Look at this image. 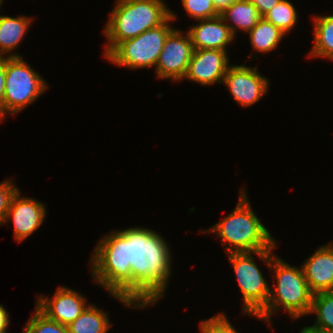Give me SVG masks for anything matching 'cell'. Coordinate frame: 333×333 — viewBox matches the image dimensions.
I'll use <instances>...</instances> for the list:
<instances>
[{"instance_id":"1","label":"cell","mask_w":333,"mask_h":333,"mask_svg":"<svg viewBox=\"0 0 333 333\" xmlns=\"http://www.w3.org/2000/svg\"><path fill=\"white\" fill-rule=\"evenodd\" d=\"M166 243L153 230L140 227L107 234L91 258L94 281L125 306L154 305L164 296L171 274Z\"/></svg>"},{"instance_id":"2","label":"cell","mask_w":333,"mask_h":333,"mask_svg":"<svg viewBox=\"0 0 333 333\" xmlns=\"http://www.w3.org/2000/svg\"><path fill=\"white\" fill-rule=\"evenodd\" d=\"M275 245L270 249L255 252L271 271L273 270L275 274L273 278L277 281L274 285L276 289L269 292L266 307L256 316L269 324H271V315L281 306L293 319L309 314L313 299V293L309 289L302 266L299 269L292 267L276 255H271Z\"/></svg>"},{"instance_id":"3","label":"cell","mask_w":333,"mask_h":333,"mask_svg":"<svg viewBox=\"0 0 333 333\" xmlns=\"http://www.w3.org/2000/svg\"><path fill=\"white\" fill-rule=\"evenodd\" d=\"M163 0H117L104 28L108 40L104 57L120 42L163 24L171 10Z\"/></svg>"},{"instance_id":"4","label":"cell","mask_w":333,"mask_h":333,"mask_svg":"<svg viewBox=\"0 0 333 333\" xmlns=\"http://www.w3.org/2000/svg\"><path fill=\"white\" fill-rule=\"evenodd\" d=\"M240 199L234 211L207 230L218 234L228 253L257 252L270 249L275 241L269 231L257 218L247 200L246 192H240Z\"/></svg>"},{"instance_id":"5","label":"cell","mask_w":333,"mask_h":333,"mask_svg":"<svg viewBox=\"0 0 333 333\" xmlns=\"http://www.w3.org/2000/svg\"><path fill=\"white\" fill-rule=\"evenodd\" d=\"M32 69L15 52L5 56L3 118L7 112L11 115L18 113L47 89L40 74Z\"/></svg>"},{"instance_id":"6","label":"cell","mask_w":333,"mask_h":333,"mask_svg":"<svg viewBox=\"0 0 333 333\" xmlns=\"http://www.w3.org/2000/svg\"><path fill=\"white\" fill-rule=\"evenodd\" d=\"M175 18L176 15L171 11V16L163 24L148 29L135 38L120 42L106 58L129 69L156 66L165 40L174 29L168 23Z\"/></svg>"},{"instance_id":"7","label":"cell","mask_w":333,"mask_h":333,"mask_svg":"<svg viewBox=\"0 0 333 333\" xmlns=\"http://www.w3.org/2000/svg\"><path fill=\"white\" fill-rule=\"evenodd\" d=\"M252 254L255 252L228 253V258L243 294V313L257 316L266 307L271 289Z\"/></svg>"},{"instance_id":"8","label":"cell","mask_w":333,"mask_h":333,"mask_svg":"<svg viewBox=\"0 0 333 333\" xmlns=\"http://www.w3.org/2000/svg\"><path fill=\"white\" fill-rule=\"evenodd\" d=\"M182 34L173 29L167 36L155 67L158 78H171L172 81L184 79L194 47L189 33L186 37Z\"/></svg>"},{"instance_id":"9","label":"cell","mask_w":333,"mask_h":333,"mask_svg":"<svg viewBox=\"0 0 333 333\" xmlns=\"http://www.w3.org/2000/svg\"><path fill=\"white\" fill-rule=\"evenodd\" d=\"M223 82L234 100L242 106H251L268 91V80L257 72V68L243 65L229 66Z\"/></svg>"},{"instance_id":"10","label":"cell","mask_w":333,"mask_h":333,"mask_svg":"<svg viewBox=\"0 0 333 333\" xmlns=\"http://www.w3.org/2000/svg\"><path fill=\"white\" fill-rule=\"evenodd\" d=\"M228 63L227 52L224 50L194 49L184 78L201 85L223 83Z\"/></svg>"},{"instance_id":"11","label":"cell","mask_w":333,"mask_h":333,"mask_svg":"<svg viewBox=\"0 0 333 333\" xmlns=\"http://www.w3.org/2000/svg\"><path fill=\"white\" fill-rule=\"evenodd\" d=\"M20 195L18 189L11 198L4 224L12 218L14 237L21 242L41 226L46 208L43 203L28 197L21 198Z\"/></svg>"},{"instance_id":"12","label":"cell","mask_w":333,"mask_h":333,"mask_svg":"<svg viewBox=\"0 0 333 333\" xmlns=\"http://www.w3.org/2000/svg\"><path fill=\"white\" fill-rule=\"evenodd\" d=\"M86 303L80 293L61 286L52 299L39 296L35 307L50 319L67 326L85 310Z\"/></svg>"},{"instance_id":"13","label":"cell","mask_w":333,"mask_h":333,"mask_svg":"<svg viewBox=\"0 0 333 333\" xmlns=\"http://www.w3.org/2000/svg\"><path fill=\"white\" fill-rule=\"evenodd\" d=\"M305 261L302 269L310 291H333V245L321 246Z\"/></svg>"},{"instance_id":"14","label":"cell","mask_w":333,"mask_h":333,"mask_svg":"<svg viewBox=\"0 0 333 333\" xmlns=\"http://www.w3.org/2000/svg\"><path fill=\"white\" fill-rule=\"evenodd\" d=\"M188 33L194 49H217L226 51V46L235 38L230 27L219 15L210 19L198 20Z\"/></svg>"},{"instance_id":"15","label":"cell","mask_w":333,"mask_h":333,"mask_svg":"<svg viewBox=\"0 0 333 333\" xmlns=\"http://www.w3.org/2000/svg\"><path fill=\"white\" fill-rule=\"evenodd\" d=\"M220 16L225 22L231 21L235 24H227L234 36L236 34V29H241L248 33L262 18L258 13L256 6L248 0L234 1L228 8L220 13Z\"/></svg>"},{"instance_id":"16","label":"cell","mask_w":333,"mask_h":333,"mask_svg":"<svg viewBox=\"0 0 333 333\" xmlns=\"http://www.w3.org/2000/svg\"><path fill=\"white\" fill-rule=\"evenodd\" d=\"M30 23L31 19L26 16H0V57L20 44Z\"/></svg>"},{"instance_id":"17","label":"cell","mask_w":333,"mask_h":333,"mask_svg":"<svg viewBox=\"0 0 333 333\" xmlns=\"http://www.w3.org/2000/svg\"><path fill=\"white\" fill-rule=\"evenodd\" d=\"M110 326L108 315L89 305L67 328L69 333H107Z\"/></svg>"},{"instance_id":"18","label":"cell","mask_w":333,"mask_h":333,"mask_svg":"<svg viewBox=\"0 0 333 333\" xmlns=\"http://www.w3.org/2000/svg\"><path fill=\"white\" fill-rule=\"evenodd\" d=\"M314 45L310 57L333 59V15L314 17Z\"/></svg>"},{"instance_id":"19","label":"cell","mask_w":333,"mask_h":333,"mask_svg":"<svg viewBox=\"0 0 333 333\" xmlns=\"http://www.w3.org/2000/svg\"><path fill=\"white\" fill-rule=\"evenodd\" d=\"M253 49L258 52H269L277 48V45L285 34L266 21L263 17L256 23V26L248 32Z\"/></svg>"},{"instance_id":"20","label":"cell","mask_w":333,"mask_h":333,"mask_svg":"<svg viewBox=\"0 0 333 333\" xmlns=\"http://www.w3.org/2000/svg\"><path fill=\"white\" fill-rule=\"evenodd\" d=\"M316 314V328L333 333V291L313 294L311 310Z\"/></svg>"},{"instance_id":"21","label":"cell","mask_w":333,"mask_h":333,"mask_svg":"<svg viewBox=\"0 0 333 333\" xmlns=\"http://www.w3.org/2000/svg\"><path fill=\"white\" fill-rule=\"evenodd\" d=\"M263 18L271 22L286 35L297 23L298 17L295 7L291 2L280 0Z\"/></svg>"},{"instance_id":"22","label":"cell","mask_w":333,"mask_h":333,"mask_svg":"<svg viewBox=\"0 0 333 333\" xmlns=\"http://www.w3.org/2000/svg\"><path fill=\"white\" fill-rule=\"evenodd\" d=\"M23 328L24 333H69L67 326L50 319L37 307Z\"/></svg>"},{"instance_id":"23","label":"cell","mask_w":333,"mask_h":333,"mask_svg":"<svg viewBox=\"0 0 333 333\" xmlns=\"http://www.w3.org/2000/svg\"><path fill=\"white\" fill-rule=\"evenodd\" d=\"M184 9L195 20L210 19L219 16L212 0H182Z\"/></svg>"},{"instance_id":"24","label":"cell","mask_w":333,"mask_h":333,"mask_svg":"<svg viewBox=\"0 0 333 333\" xmlns=\"http://www.w3.org/2000/svg\"><path fill=\"white\" fill-rule=\"evenodd\" d=\"M202 333H237L227 317L222 313L200 322Z\"/></svg>"},{"instance_id":"25","label":"cell","mask_w":333,"mask_h":333,"mask_svg":"<svg viewBox=\"0 0 333 333\" xmlns=\"http://www.w3.org/2000/svg\"><path fill=\"white\" fill-rule=\"evenodd\" d=\"M15 187L10 180L0 183V225L4 224L11 198L18 190Z\"/></svg>"},{"instance_id":"26","label":"cell","mask_w":333,"mask_h":333,"mask_svg":"<svg viewBox=\"0 0 333 333\" xmlns=\"http://www.w3.org/2000/svg\"><path fill=\"white\" fill-rule=\"evenodd\" d=\"M253 3L258 13L263 17L268 11H270L280 0H248Z\"/></svg>"},{"instance_id":"27","label":"cell","mask_w":333,"mask_h":333,"mask_svg":"<svg viewBox=\"0 0 333 333\" xmlns=\"http://www.w3.org/2000/svg\"><path fill=\"white\" fill-rule=\"evenodd\" d=\"M4 89H5V56L0 57V120H3Z\"/></svg>"},{"instance_id":"28","label":"cell","mask_w":333,"mask_h":333,"mask_svg":"<svg viewBox=\"0 0 333 333\" xmlns=\"http://www.w3.org/2000/svg\"><path fill=\"white\" fill-rule=\"evenodd\" d=\"M8 325H9V314L5 310L3 305H0V333H6Z\"/></svg>"},{"instance_id":"29","label":"cell","mask_w":333,"mask_h":333,"mask_svg":"<svg viewBox=\"0 0 333 333\" xmlns=\"http://www.w3.org/2000/svg\"><path fill=\"white\" fill-rule=\"evenodd\" d=\"M216 11L220 14L236 0H212Z\"/></svg>"},{"instance_id":"30","label":"cell","mask_w":333,"mask_h":333,"mask_svg":"<svg viewBox=\"0 0 333 333\" xmlns=\"http://www.w3.org/2000/svg\"><path fill=\"white\" fill-rule=\"evenodd\" d=\"M300 333H328L327 331H324L322 329H319V328H316L314 326H307V327H304Z\"/></svg>"}]
</instances>
